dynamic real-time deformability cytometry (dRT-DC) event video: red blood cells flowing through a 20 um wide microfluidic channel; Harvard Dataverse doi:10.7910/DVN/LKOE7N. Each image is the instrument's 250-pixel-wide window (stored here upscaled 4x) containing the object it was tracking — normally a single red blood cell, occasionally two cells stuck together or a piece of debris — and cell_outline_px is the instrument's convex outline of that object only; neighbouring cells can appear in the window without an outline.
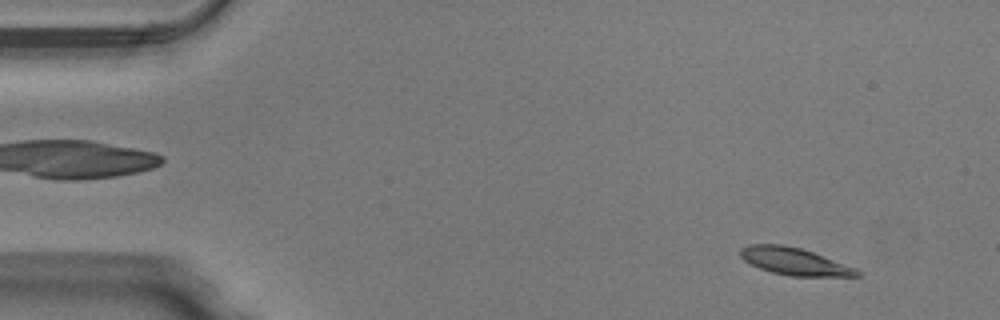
{"species": "Egyptian fruit bat (a non-hibernating species)", "species_latin": "Rousettus aegyptiacus", "temperature_condition": "warm", "stored_images_in_passage": 50, "camera_frame_rate_fps": 3000, "um_per_image_px": 0.085, "animal": {"sex": "male"}, "frame": {"image": 1, "passage_image": 4, "time_ms": 1.0, "image_size_px": [1000, 320], "cell_outline_px": [[860, 276], [792, 276], [772, 272], [760, 268], [744, 260], [740, 256], [740, 248], [748, 244], [780, 244], [800, 248], [812, 252], [856, 268], [860, 272]], "centroid_in_image_um": [67.5, 22.21], "position_along_channel_um": 17.5, "area_um2": 18.26}}
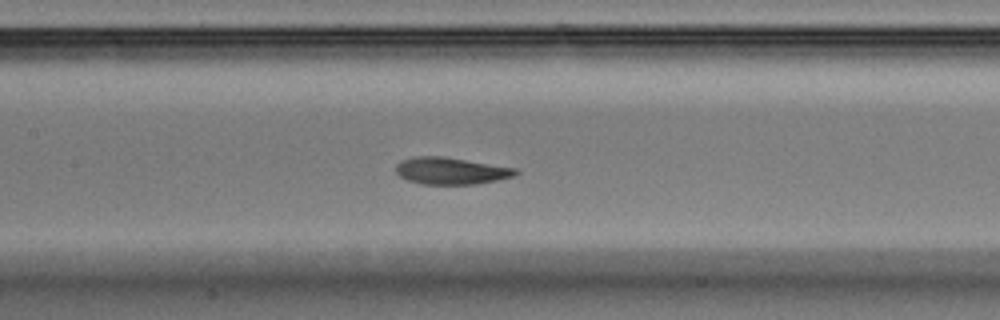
{"frame": {"image": 2, "passage_image": 23, "time_ms": 7.333, "image_size_px": [1000, 320], "cell_outline_px": [[520, 172], [512, 176], [496, 180], [476, 184], [424, 184], [408, 180], [400, 176], [396, 172], [396, 164], [400, 160], [416, 156], [444, 156], [516, 168]], "centroid_in_image_um": [38.31, 14.51], "position_along_channel_um": 169.1, "area_um2": 18.73}}
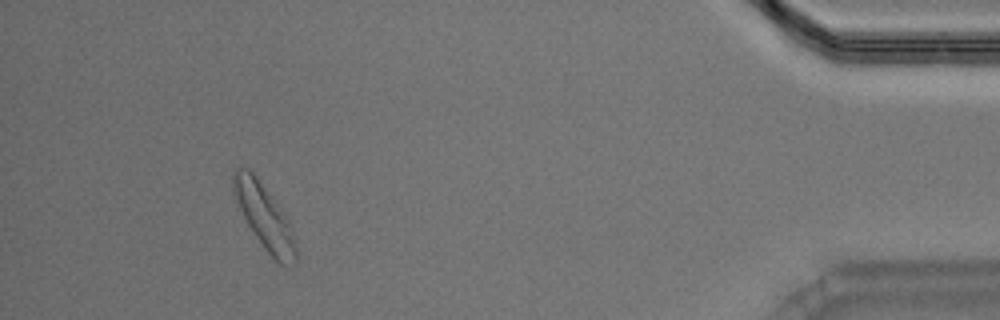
{"frame": {"image": 3, "passage_image": 46, "time_ms": 15.0, "image_size_px": [1000, 320], "cell_outline_px": [[296, 264], [280, 264], [264, 248], [248, 224], [240, 208], [232, 188], [232, 172], [236, 168], [248, 168], [256, 176], [280, 208], [288, 220], [296, 248]], "centroid_in_image_um": [22.45, 18.39], "position_along_channel_um": 412.7, "area_um2": 22.72}, "authors_computed_cell_mechanics": {"area_um2": 19.1607, "velocity_mm_per_s": 3.978, "shape_relaxation_time_tau1_ms": 2.0888, "shape_relaxation_time_tau2_ms": 1.4159, "deformation_change_tau1": 0.115, "deformation_change_tau2": 0.0718}}